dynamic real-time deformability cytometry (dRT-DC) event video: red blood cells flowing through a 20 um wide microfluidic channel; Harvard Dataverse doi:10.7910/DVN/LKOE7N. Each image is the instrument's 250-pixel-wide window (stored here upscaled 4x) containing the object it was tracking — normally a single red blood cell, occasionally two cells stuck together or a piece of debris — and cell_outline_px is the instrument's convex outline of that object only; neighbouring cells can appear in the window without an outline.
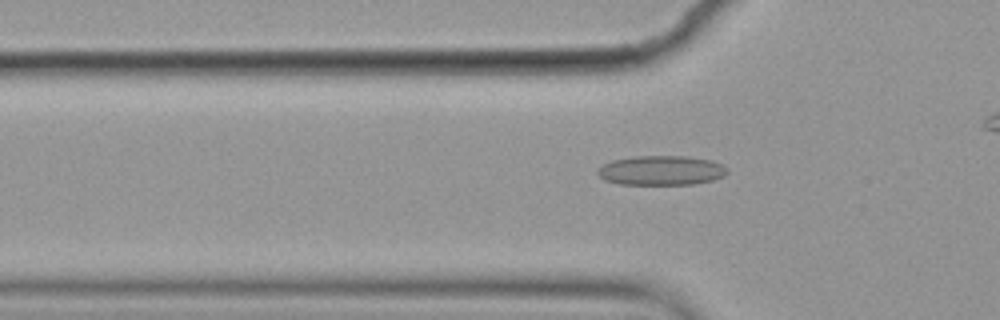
{"species": "common noctule bat (a hibernating species)", "species_latin": "Nyctalus noctula", "temperature_condition": "cold", "stored_images_in_passage": 46, "camera_frame_rate_fps": 3000, "um_per_image_px": 0.085, "animal": {"sex": "female", "body_mass_g": 19.9}, "frame": {"image": 1, "passage_image": 18, "time_ms": 5.667, "image_size_px": [1000, 320], "cell_outline_px": [[728, 172], [724, 176], [712, 180], [692, 184], [620, 184], [604, 180], [596, 172], [596, 168], [612, 160], [636, 156], [688, 156], [712, 160], [728, 168]], "centroid_in_image_um": [56.2, 14.48], "position_along_channel_um": 69.6, "area_um2": 22.37}}
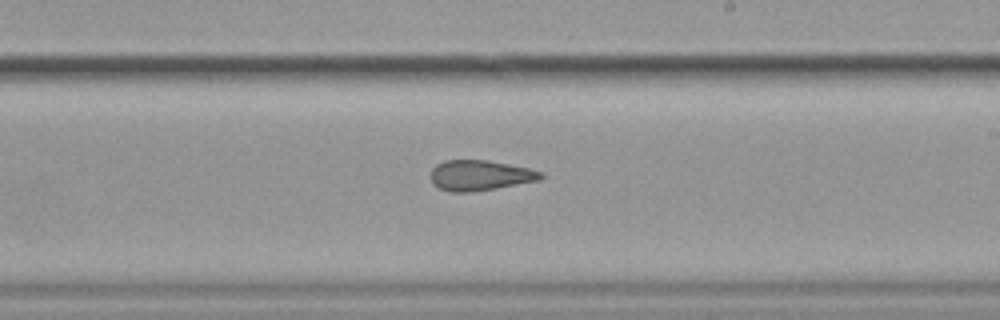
{"frame": {"image": 2, "passage_image": 33, "time_ms": 10.667, "image_size_px": [1000, 320], "cell_outline_px": [[544, 176], [540, 180], [496, 188], [472, 192], [452, 192], [440, 188], [432, 184], [432, 168], [436, 164], [444, 160], [488, 160], [528, 168], [544, 172]], "centroid_in_image_um": [40.81, 14.9], "position_along_channel_um": 248.2, "area_um2": 19.48}}
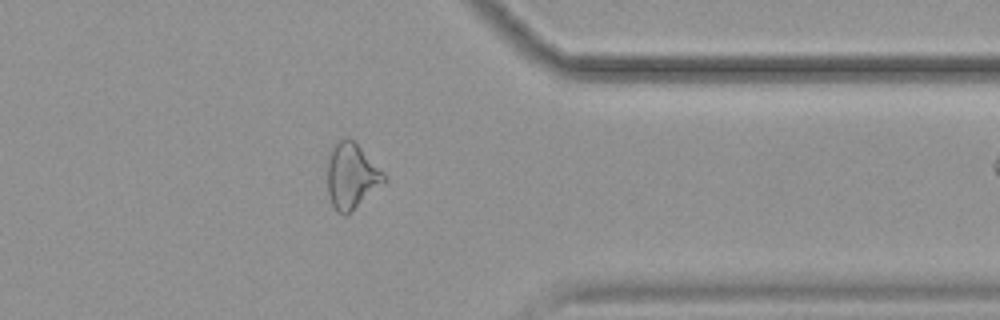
{"frame": {"image": 3, "passage_image": 45, "time_ms": 14.667, "image_size_px": [1000, 320], "cell_outline_px": [[388, 180], [384, 184], [348, 216], [344, 216], [336, 212], [332, 204], [328, 192], [328, 160], [332, 148], [340, 140], [348, 136], [388, 176]], "centroid_in_image_um": [29.91, 15.03], "position_along_channel_um": 381.5, "area_um2": 21.79}}